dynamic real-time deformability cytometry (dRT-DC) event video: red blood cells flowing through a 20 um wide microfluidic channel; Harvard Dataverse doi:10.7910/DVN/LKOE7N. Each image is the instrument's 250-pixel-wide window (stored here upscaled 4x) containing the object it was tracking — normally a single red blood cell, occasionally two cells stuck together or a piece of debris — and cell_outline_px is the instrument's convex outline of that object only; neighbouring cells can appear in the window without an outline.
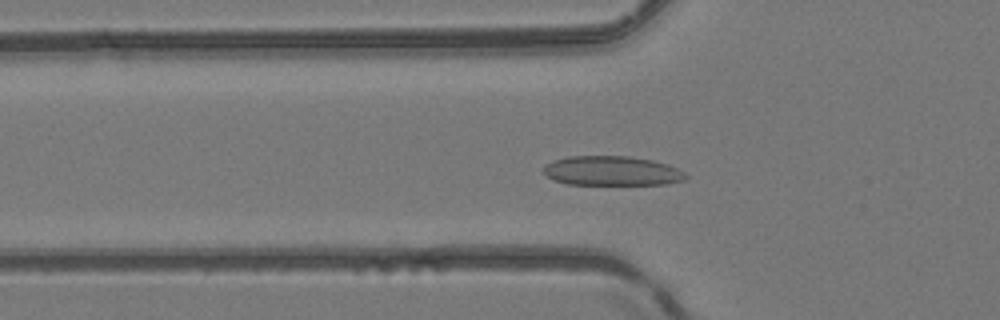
{"species": "common noctule bat (a hibernating species)", "species_latin": "Nyctalus noctula", "temperature_condition": "room temperature", "stored_images_in_passage": 17, "camera_frame_rate_fps": 3000, "um_per_image_px": 0.085, "animal": {"sex": "female", "body_mass_g": 24.6, "forearm_length_mm": 56.2}, "frame": {"image": 1, "passage_image": 6, "time_ms": 1.667, "image_size_px": [1000, 320], "cell_outline_px": [[688, 176], [684, 180], [668, 184], [568, 184], [552, 180], [544, 172], [544, 168], [552, 160], [568, 156], [632, 156], [652, 160], [668, 164], [684, 172]], "centroid_in_image_um": [52.02, 14.52], "position_along_channel_um": 73.8, "area_um2": 24.45}}
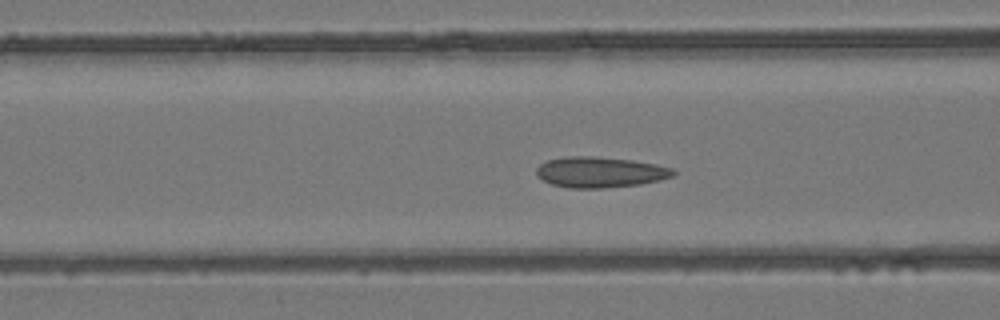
{"frame": {"image": 2, "passage_image": 9, "time_ms": 2.667, "image_size_px": [1000, 320], "cell_outline_px": [[676, 172], [672, 176], [660, 180], [640, 184], [604, 188], [568, 188], [552, 184], [536, 176], [536, 168], [540, 164], [548, 160], [564, 156], [592, 156], [632, 160], [656, 164], [672, 168]], "centroid_in_image_um": [50.99, 14.63], "position_along_channel_um": 115.6, "area_um2": 24.51}}
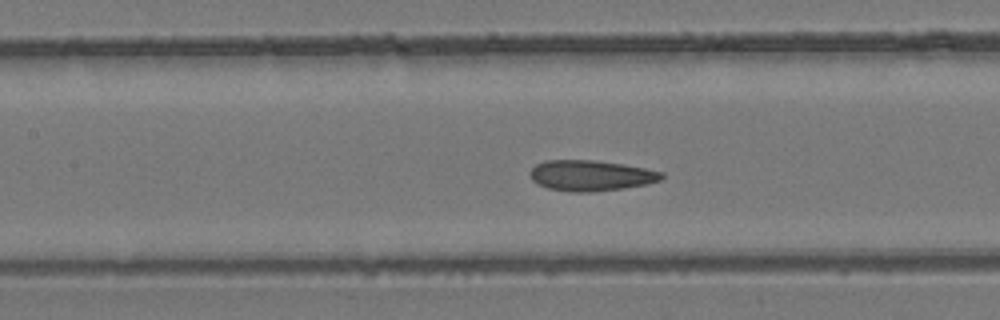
{"frame": {"image": 3, "passage_image": 12, "time_ms": 3.667, "image_size_px": [1000, 320], "cell_outline_px": [[664, 176], [660, 180], [648, 184], [624, 188], [592, 192], [572, 192], [548, 188], [532, 180], [528, 172], [536, 164], [544, 160], [592, 160], [624, 164], [664, 172]], "centroid_in_image_um": [50.22, 14.92], "position_along_channel_um": 157.2, "area_um2": 23.58}}